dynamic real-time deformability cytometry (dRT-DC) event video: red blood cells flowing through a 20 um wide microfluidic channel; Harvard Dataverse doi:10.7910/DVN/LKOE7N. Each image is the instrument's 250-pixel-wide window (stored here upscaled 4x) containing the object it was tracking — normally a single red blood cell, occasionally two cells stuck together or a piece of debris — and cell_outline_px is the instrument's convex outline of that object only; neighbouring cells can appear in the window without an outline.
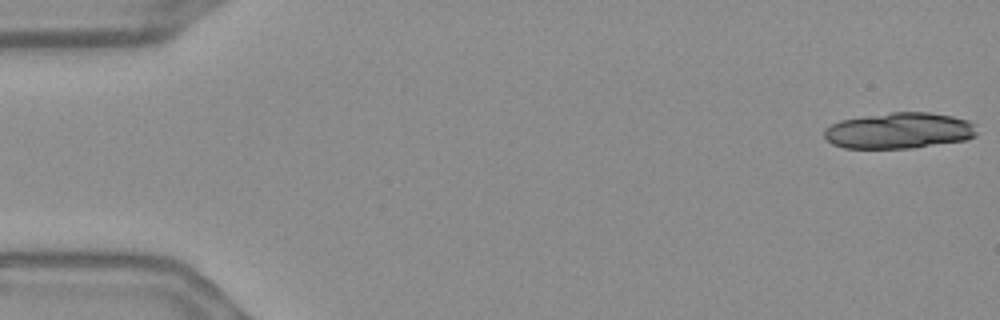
{"species": "Egyptian fruit bat (a non-hibernating species)", "species_latin": "Rousettus aegyptiacus", "temperature_condition": "warm", "stored_images_in_passage": 12, "camera_frame_rate_fps": 3000, "um_per_image_px": 0.085, "frame": {"image": 1, "passage_image": 1, "time_ms": 0.0, "image_size_px": [1000, 320], "cell_outline_px": [[976, 136], [968, 140], [912, 148], [844, 148], [832, 144], [824, 136], [824, 128], [840, 120], [864, 116], [892, 112], [928, 112], [952, 116], [968, 120], [976, 124]], "centroid_in_image_um": [76.45, 11.1], "position_along_channel_um": 8.5, "area_um2": 32.25}}